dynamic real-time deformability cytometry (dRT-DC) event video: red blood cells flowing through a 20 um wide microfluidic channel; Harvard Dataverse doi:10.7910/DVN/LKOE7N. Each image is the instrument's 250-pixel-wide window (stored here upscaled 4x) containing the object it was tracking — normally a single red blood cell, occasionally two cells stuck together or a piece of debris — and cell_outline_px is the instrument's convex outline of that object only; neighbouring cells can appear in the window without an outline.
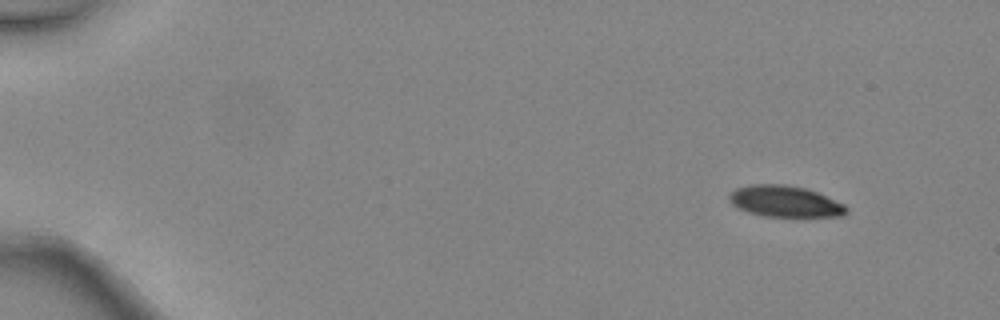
{"species": "common noctule bat (a hibernating species)", "species_latin": "Nyctalus noctula", "temperature_condition": "warm", "stored_images_in_passage": 3, "camera_frame_rate_fps": 3000, "um_per_image_px": 0.085, "animal": {"sex": "female", "body_mass_g": 24.6, "forearm_length_mm": 56.2}, "frame": {"image": 1, "passage_image": 1, "time_ms": 0.0, "image_size_px": [1000, 320], "cell_outline_px": [[848, 212], [844, 216], [764, 216], [748, 212], [736, 208], [728, 200], [728, 196], [736, 188], [748, 184], [784, 184], [804, 188], [816, 192], [844, 204], [848, 208]], "centroid_in_image_um": [66.69, 17.11], "position_along_channel_um": 18.3, "area_um2": 21.33}}